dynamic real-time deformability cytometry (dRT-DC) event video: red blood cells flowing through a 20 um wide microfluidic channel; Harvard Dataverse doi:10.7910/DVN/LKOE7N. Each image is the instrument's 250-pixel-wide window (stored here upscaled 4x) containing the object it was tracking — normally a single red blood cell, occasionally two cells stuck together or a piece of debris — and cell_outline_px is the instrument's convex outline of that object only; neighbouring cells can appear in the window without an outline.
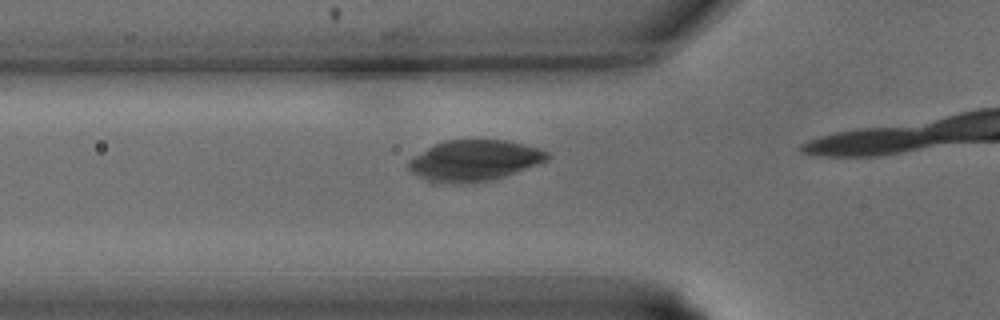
{"species": "common noctule bat (a hibernating species)", "species_latin": "Nyctalus noctula", "temperature_condition": "warm", "stored_images_in_passage": 8, "camera_frame_rate_fps": 3000, "um_per_image_px": 0.085, "animal": {"sex": "male", "body_mass_g": 15.6}, "frame": {"image": 1, "passage_image": 5, "time_ms": 1.333, "image_size_px": [1000, 320], "cell_outline_px": [[552, 156], [548, 160], [504, 176], [492, 180], [472, 184], [428, 184], [412, 172], [408, 168], [408, 160], [432, 144], [448, 140], [504, 140], [524, 144], [540, 148], [548, 152]], "centroid_in_image_um": [40.25, 13.67], "position_along_channel_um": 85.5, "area_um2": 33.76}}
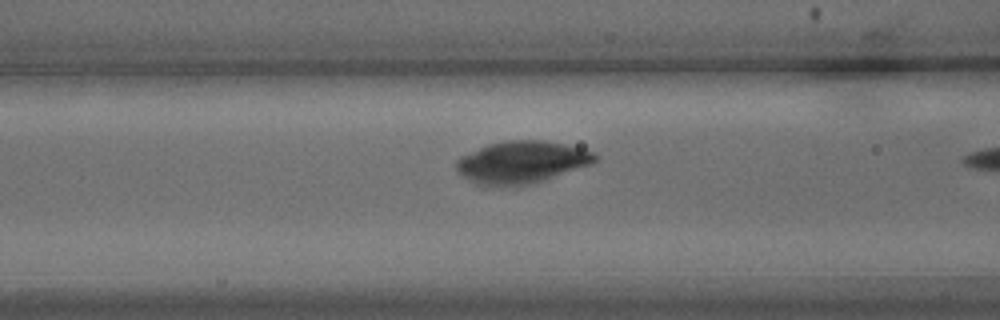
{"frame": {"image": 2, "passage_image": 7, "time_ms": 2.0, "image_size_px": [1000, 320], "cell_outline_px": [[600, 156], [592, 164], [536, 184], [516, 188], [488, 188], [476, 184], [460, 176], [456, 172], [456, 160], [460, 156], [488, 144], [504, 140], [544, 140], [564, 144], [596, 152]], "centroid_in_image_um": [44.31, 13.84], "position_along_channel_um": 122.3, "area_um2": 35.55}}